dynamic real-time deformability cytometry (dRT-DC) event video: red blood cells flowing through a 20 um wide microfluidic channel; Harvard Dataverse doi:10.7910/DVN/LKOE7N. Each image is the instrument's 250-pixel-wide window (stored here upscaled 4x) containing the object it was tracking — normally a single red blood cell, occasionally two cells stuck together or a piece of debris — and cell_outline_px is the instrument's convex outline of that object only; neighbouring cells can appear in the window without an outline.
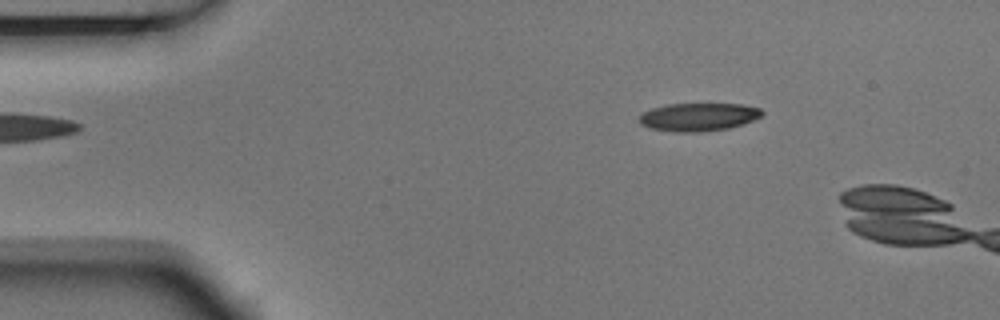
{"species": "Egyptian fruit bat (a non-hibernating species)", "species_latin": "Rousettus aegyptiacus", "temperature_condition": "room temperature", "stored_images_in_passage": 4, "camera_frame_rate_fps": 3000, "um_per_image_px": 0.085, "animal": {"sex": "male"}, "frame": {"image": 1, "passage_image": 2, "time_ms": 0.333, "image_size_px": [1000, 320], "cell_outline_px": [[764, 112], [760, 116], [752, 120], [728, 128], [700, 132], [676, 132], [652, 128], [640, 124], [640, 116], [644, 112], [652, 108], [668, 104], [740, 104], [760, 108]], "centroid_in_image_um": [59.36, 9.94], "position_along_channel_um": 25.6, "area_um2": 19.77}}